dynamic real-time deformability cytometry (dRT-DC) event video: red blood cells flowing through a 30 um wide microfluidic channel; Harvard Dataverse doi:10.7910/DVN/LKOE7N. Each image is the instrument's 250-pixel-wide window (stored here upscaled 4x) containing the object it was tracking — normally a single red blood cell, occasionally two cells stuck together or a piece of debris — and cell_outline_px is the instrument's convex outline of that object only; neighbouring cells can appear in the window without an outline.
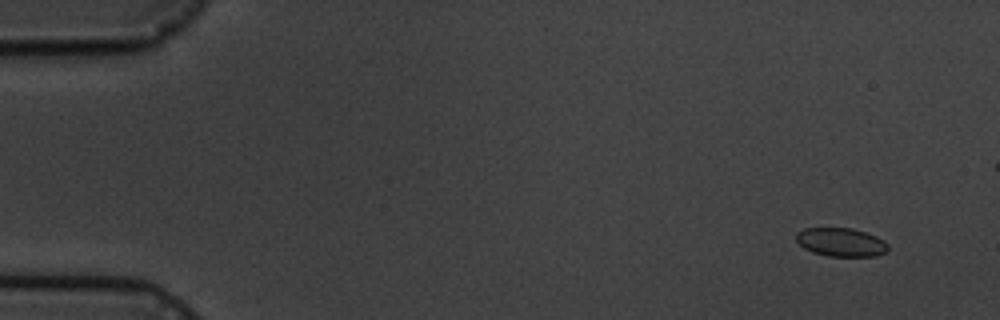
{"species": "common noctule bat (a hibernating species)", "species_latin": "Nyctalus noctula", "temperature_condition": "cold", "stored_images_in_passage": 6, "camera_frame_rate_fps": 3000, "um_per_image_px": 0.085, "animal": {"sex": "male", "body_mass_g": 19.5, "forearm_length_mm": 54.6}, "frame": {"image": 1, "passage_image": 2, "time_ms": 1.333, "image_size_px": [1000, 320], "cell_outline_px": [[888, 248], [884, 252], [876, 256], [828, 256], [812, 252], [804, 248], [796, 240], [796, 232], [804, 228], [852, 228], [876, 236], [884, 240], [888, 244]], "centroid_in_image_um": [71.47, 20.58], "position_along_channel_um": 13.5, "area_um2": 15.26}}